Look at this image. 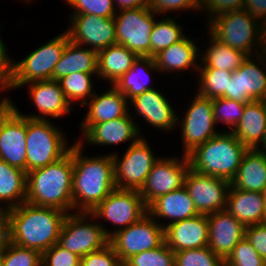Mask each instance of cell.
Returning a JSON list of instances; mask_svg holds the SVG:
<instances>
[{
  "label": "cell",
  "mask_w": 266,
  "mask_h": 266,
  "mask_svg": "<svg viewBox=\"0 0 266 266\" xmlns=\"http://www.w3.org/2000/svg\"><path fill=\"white\" fill-rule=\"evenodd\" d=\"M8 241L41 254L58 243L67 212L23 202L5 211Z\"/></svg>",
  "instance_id": "obj_1"
},
{
  "label": "cell",
  "mask_w": 266,
  "mask_h": 266,
  "mask_svg": "<svg viewBox=\"0 0 266 266\" xmlns=\"http://www.w3.org/2000/svg\"><path fill=\"white\" fill-rule=\"evenodd\" d=\"M73 145V210L91 213L115 188L112 154L88 157L82 155L83 142Z\"/></svg>",
  "instance_id": "obj_2"
},
{
  "label": "cell",
  "mask_w": 266,
  "mask_h": 266,
  "mask_svg": "<svg viewBox=\"0 0 266 266\" xmlns=\"http://www.w3.org/2000/svg\"><path fill=\"white\" fill-rule=\"evenodd\" d=\"M73 144L60 160L27 173L26 202L70 213L72 195Z\"/></svg>",
  "instance_id": "obj_3"
},
{
  "label": "cell",
  "mask_w": 266,
  "mask_h": 266,
  "mask_svg": "<svg viewBox=\"0 0 266 266\" xmlns=\"http://www.w3.org/2000/svg\"><path fill=\"white\" fill-rule=\"evenodd\" d=\"M247 151L248 148L230 131L219 132L204 144L197 146L187 156L190 168L194 171L231 182L236 177Z\"/></svg>",
  "instance_id": "obj_4"
},
{
  "label": "cell",
  "mask_w": 266,
  "mask_h": 266,
  "mask_svg": "<svg viewBox=\"0 0 266 266\" xmlns=\"http://www.w3.org/2000/svg\"><path fill=\"white\" fill-rule=\"evenodd\" d=\"M209 19V32L231 48L252 57L253 48L261 46L262 23L245 10L228 11Z\"/></svg>",
  "instance_id": "obj_5"
},
{
  "label": "cell",
  "mask_w": 266,
  "mask_h": 266,
  "mask_svg": "<svg viewBox=\"0 0 266 266\" xmlns=\"http://www.w3.org/2000/svg\"><path fill=\"white\" fill-rule=\"evenodd\" d=\"M59 128L48 120L27 117L26 172L43 168L64 157L70 150Z\"/></svg>",
  "instance_id": "obj_6"
},
{
  "label": "cell",
  "mask_w": 266,
  "mask_h": 266,
  "mask_svg": "<svg viewBox=\"0 0 266 266\" xmlns=\"http://www.w3.org/2000/svg\"><path fill=\"white\" fill-rule=\"evenodd\" d=\"M91 213H68L64 219L58 244L80 258L109 244V230L97 223H89ZM87 221V222H85Z\"/></svg>",
  "instance_id": "obj_7"
},
{
  "label": "cell",
  "mask_w": 266,
  "mask_h": 266,
  "mask_svg": "<svg viewBox=\"0 0 266 266\" xmlns=\"http://www.w3.org/2000/svg\"><path fill=\"white\" fill-rule=\"evenodd\" d=\"M69 40L67 32L59 34L20 62L13 63L14 88L35 81L53 80V71Z\"/></svg>",
  "instance_id": "obj_8"
},
{
  "label": "cell",
  "mask_w": 266,
  "mask_h": 266,
  "mask_svg": "<svg viewBox=\"0 0 266 266\" xmlns=\"http://www.w3.org/2000/svg\"><path fill=\"white\" fill-rule=\"evenodd\" d=\"M155 14L150 7L119 10L114 16L117 43L138 57H151L150 34L156 21Z\"/></svg>",
  "instance_id": "obj_9"
},
{
  "label": "cell",
  "mask_w": 266,
  "mask_h": 266,
  "mask_svg": "<svg viewBox=\"0 0 266 266\" xmlns=\"http://www.w3.org/2000/svg\"><path fill=\"white\" fill-rule=\"evenodd\" d=\"M157 222L147 213L137 223L117 231L109 238V244L122 264L133 255L160 247L165 242L163 224Z\"/></svg>",
  "instance_id": "obj_10"
},
{
  "label": "cell",
  "mask_w": 266,
  "mask_h": 266,
  "mask_svg": "<svg viewBox=\"0 0 266 266\" xmlns=\"http://www.w3.org/2000/svg\"><path fill=\"white\" fill-rule=\"evenodd\" d=\"M27 117L12 103L0 105V160L26 172Z\"/></svg>",
  "instance_id": "obj_11"
},
{
  "label": "cell",
  "mask_w": 266,
  "mask_h": 266,
  "mask_svg": "<svg viewBox=\"0 0 266 266\" xmlns=\"http://www.w3.org/2000/svg\"><path fill=\"white\" fill-rule=\"evenodd\" d=\"M114 159L116 188L140 191L154 163L159 159L151 151L145 138H140L128 146L120 161L117 154Z\"/></svg>",
  "instance_id": "obj_12"
},
{
  "label": "cell",
  "mask_w": 266,
  "mask_h": 266,
  "mask_svg": "<svg viewBox=\"0 0 266 266\" xmlns=\"http://www.w3.org/2000/svg\"><path fill=\"white\" fill-rule=\"evenodd\" d=\"M148 213L139 191L115 188L92 212L91 217L102 218L122 226L109 232V238L119 230L137 223Z\"/></svg>",
  "instance_id": "obj_13"
},
{
  "label": "cell",
  "mask_w": 266,
  "mask_h": 266,
  "mask_svg": "<svg viewBox=\"0 0 266 266\" xmlns=\"http://www.w3.org/2000/svg\"><path fill=\"white\" fill-rule=\"evenodd\" d=\"M190 163L187 155L181 161L174 158H160L154 163L146 181L139 191L148 207L159 196L184 186Z\"/></svg>",
  "instance_id": "obj_14"
},
{
  "label": "cell",
  "mask_w": 266,
  "mask_h": 266,
  "mask_svg": "<svg viewBox=\"0 0 266 266\" xmlns=\"http://www.w3.org/2000/svg\"><path fill=\"white\" fill-rule=\"evenodd\" d=\"M231 182L189 169L184 187L192 198L199 214L209 215L226 208Z\"/></svg>",
  "instance_id": "obj_15"
},
{
  "label": "cell",
  "mask_w": 266,
  "mask_h": 266,
  "mask_svg": "<svg viewBox=\"0 0 266 266\" xmlns=\"http://www.w3.org/2000/svg\"><path fill=\"white\" fill-rule=\"evenodd\" d=\"M194 100L184 115L181 123L184 155H188L197 146L218 135L215 131L212 99L204 98L195 94ZM182 121V122H181Z\"/></svg>",
  "instance_id": "obj_16"
},
{
  "label": "cell",
  "mask_w": 266,
  "mask_h": 266,
  "mask_svg": "<svg viewBox=\"0 0 266 266\" xmlns=\"http://www.w3.org/2000/svg\"><path fill=\"white\" fill-rule=\"evenodd\" d=\"M71 25L66 31L69 39L78 45H90L100 51L117 43L114 18L91 14L72 15Z\"/></svg>",
  "instance_id": "obj_17"
},
{
  "label": "cell",
  "mask_w": 266,
  "mask_h": 266,
  "mask_svg": "<svg viewBox=\"0 0 266 266\" xmlns=\"http://www.w3.org/2000/svg\"><path fill=\"white\" fill-rule=\"evenodd\" d=\"M254 61L248 56L243 64L232 72L224 98L242 103L266 101V69H261L256 60Z\"/></svg>",
  "instance_id": "obj_18"
},
{
  "label": "cell",
  "mask_w": 266,
  "mask_h": 266,
  "mask_svg": "<svg viewBox=\"0 0 266 266\" xmlns=\"http://www.w3.org/2000/svg\"><path fill=\"white\" fill-rule=\"evenodd\" d=\"M208 247L225 260L244 238L246 227L226 209L207 215Z\"/></svg>",
  "instance_id": "obj_19"
},
{
  "label": "cell",
  "mask_w": 266,
  "mask_h": 266,
  "mask_svg": "<svg viewBox=\"0 0 266 266\" xmlns=\"http://www.w3.org/2000/svg\"><path fill=\"white\" fill-rule=\"evenodd\" d=\"M208 237V218L203 214L174 222L164 228L165 244L174 252L207 247Z\"/></svg>",
  "instance_id": "obj_20"
},
{
  "label": "cell",
  "mask_w": 266,
  "mask_h": 266,
  "mask_svg": "<svg viewBox=\"0 0 266 266\" xmlns=\"http://www.w3.org/2000/svg\"><path fill=\"white\" fill-rule=\"evenodd\" d=\"M130 113L118 119L103 123H81L84 138L88 144L113 145L120 144L132 139V143L138 141L140 136L139 127L133 122ZM140 136V137H139Z\"/></svg>",
  "instance_id": "obj_21"
},
{
  "label": "cell",
  "mask_w": 266,
  "mask_h": 266,
  "mask_svg": "<svg viewBox=\"0 0 266 266\" xmlns=\"http://www.w3.org/2000/svg\"><path fill=\"white\" fill-rule=\"evenodd\" d=\"M28 84H30L28 94L32 98L31 101L42 116L35 114L28 116L20 113L21 115L29 119L46 120L45 116L58 118L66 113H70L71 105L67 102L57 80H42Z\"/></svg>",
  "instance_id": "obj_22"
},
{
  "label": "cell",
  "mask_w": 266,
  "mask_h": 266,
  "mask_svg": "<svg viewBox=\"0 0 266 266\" xmlns=\"http://www.w3.org/2000/svg\"><path fill=\"white\" fill-rule=\"evenodd\" d=\"M245 227L266 222V202L262 192L229 187L226 208Z\"/></svg>",
  "instance_id": "obj_23"
},
{
  "label": "cell",
  "mask_w": 266,
  "mask_h": 266,
  "mask_svg": "<svg viewBox=\"0 0 266 266\" xmlns=\"http://www.w3.org/2000/svg\"><path fill=\"white\" fill-rule=\"evenodd\" d=\"M130 103L135 106L137 114L143 116L149 124L160 128V130L170 131L178 123L177 119L179 117H176L172 105L155 88L144 91L131 99Z\"/></svg>",
  "instance_id": "obj_24"
},
{
  "label": "cell",
  "mask_w": 266,
  "mask_h": 266,
  "mask_svg": "<svg viewBox=\"0 0 266 266\" xmlns=\"http://www.w3.org/2000/svg\"><path fill=\"white\" fill-rule=\"evenodd\" d=\"M266 131V101L245 103L244 112L237 126L231 131L248 149L260 148Z\"/></svg>",
  "instance_id": "obj_25"
},
{
  "label": "cell",
  "mask_w": 266,
  "mask_h": 266,
  "mask_svg": "<svg viewBox=\"0 0 266 266\" xmlns=\"http://www.w3.org/2000/svg\"><path fill=\"white\" fill-rule=\"evenodd\" d=\"M148 213L156 218L171 219V222L163 225V228L174 222L182 221L197 216L194 202L185 187L164 194L155 199L148 206Z\"/></svg>",
  "instance_id": "obj_26"
},
{
  "label": "cell",
  "mask_w": 266,
  "mask_h": 266,
  "mask_svg": "<svg viewBox=\"0 0 266 266\" xmlns=\"http://www.w3.org/2000/svg\"><path fill=\"white\" fill-rule=\"evenodd\" d=\"M129 100L113 85L102 95L94 93L88 105V112L82 123H103L125 116L128 112Z\"/></svg>",
  "instance_id": "obj_27"
},
{
  "label": "cell",
  "mask_w": 266,
  "mask_h": 266,
  "mask_svg": "<svg viewBox=\"0 0 266 266\" xmlns=\"http://www.w3.org/2000/svg\"><path fill=\"white\" fill-rule=\"evenodd\" d=\"M199 51L200 49L194 41L185 36L182 40L157 53L154 56V61L160 72L171 73V71L177 72L191 67H195L194 69L198 71Z\"/></svg>",
  "instance_id": "obj_28"
},
{
  "label": "cell",
  "mask_w": 266,
  "mask_h": 266,
  "mask_svg": "<svg viewBox=\"0 0 266 266\" xmlns=\"http://www.w3.org/2000/svg\"><path fill=\"white\" fill-rule=\"evenodd\" d=\"M81 47L71 40L67 42L53 71V80L58 81L62 77L76 72L98 73V51Z\"/></svg>",
  "instance_id": "obj_29"
},
{
  "label": "cell",
  "mask_w": 266,
  "mask_h": 266,
  "mask_svg": "<svg viewBox=\"0 0 266 266\" xmlns=\"http://www.w3.org/2000/svg\"><path fill=\"white\" fill-rule=\"evenodd\" d=\"M231 185L240 190L263 193L266 189V155L257 149H248Z\"/></svg>",
  "instance_id": "obj_30"
},
{
  "label": "cell",
  "mask_w": 266,
  "mask_h": 266,
  "mask_svg": "<svg viewBox=\"0 0 266 266\" xmlns=\"http://www.w3.org/2000/svg\"><path fill=\"white\" fill-rule=\"evenodd\" d=\"M138 56L121 44H113L98 51L97 76L108 80L112 85L127 73Z\"/></svg>",
  "instance_id": "obj_31"
},
{
  "label": "cell",
  "mask_w": 266,
  "mask_h": 266,
  "mask_svg": "<svg viewBox=\"0 0 266 266\" xmlns=\"http://www.w3.org/2000/svg\"><path fill=\"white\" fill-rule=\"evenodd\" d=\"M26 194L27 172L0 160V204H8L7 207L0 205V210L6 211L26 202Z\"/></svg>",
  "instance_id": "obj_32"
},
{
  "label": "cell",
  "mask_w": 266,
  "mask_h": 266,
  "mask_svg": "<svg viewBox=\"0 0 266 266\" xmlns=\"http://www.w3.org/2000/svg\"><path fill=\"white\" fill-rule=\"evenodd\" d=\"M155 70L157 71L158 68L156 67L154 57H138L133 62L132 68L122 75L113 86L119 92L123 93L127 100H131L146 90L154 89L148 86L147 82H149L148 80L150 79V75L148 73ZM140 75L144 76L147 81L140 79L142 77H140Z\"/></svg>",
  "instance_id": "obj_33"
},
{
  "label": "cell",
  "mask_w": 266,
  "mask_h": 266,
  "mask_svg": "<svg viewBox=\"0 0 266 266\" xmlns=\"http://www.w3.org/2000/svg\"><path fill=\"white\" fill-rule=\"evenodd\" d=\"M209 35H211L210 47L206 49L204 55H201V62L204 63L198 69H219L233 72L247 59V54L224 44L211 33Z\"/></svg>",
  "instance_id": "obj_34"
},
{
  "label": "cell",
  "mask_w": 266,
  "mask_h": 266,
  "mask_svg": "<svg viewBox=\"0 0 266 266\" xmlns=\"http://www.w3.org/2000/svg\"><path fill=\"white\" fill-rule=\"evenodd\" d=\"M94 74L76 72L66 75L58 80L67 102L72 105V101L81 100V105L91 99L93 92V83L91 78ZM92 76V77H91Z\"/></svg>",
  "instance_id": "obj_35"
},
{
  "label": "cell",
  "mask_w": 266,
  "mask_h": 266,
  "mask_svg": "<svg viewBox=\"0 0 266 266\" xmlns=\"http://www.w3.org/2000/svg\"><path fill=\"white\" fill-rule=\"evenodd\" d=\"M181 30L182 27L172 18L166 17L163 20L155 21L150 34L151 57H154L173 43L182 40L185 35Z\"/></svg>",
  "instance_id": "obj_36"
},
{
  "label": "cell",
  "mask_w": 266,
  "mask_h": 266,
  "mask_svg": "<svg viewBox=\"0 0 266 266\" xmlns=\"http://www.w3.org/2000/svg\"><path fill=\"white\" fill-rule=\"evenodd\" d=\"M200 71V87L198 95L204 98H220L227 93L228 81L231 79L232 71L219 69H198Z\"/></svg>",
  "instance_id": "obj_37"
},
{
  "label": "cell",
  "mask_w": 266,
  "mask_h": 266,
  "mask_svg": "<svg viewBox=\"0 0 266 266\" xmlns=\"http://www.w3.org/2000/svg\"><path fill=\"white\" fill-rule=\"evenodd\" d=\"M124 266H175V252L165 242L152 250L133 255Z\"/></svg>",
  "instance_id": "obj_38"
},
{
  "label": "cell",
  "mask_w": 266,
  "mask_h": 266,
  "mask_svg": "<svg viewBox=\"0 0 266 266\" xmlns=\"http://www.w3.org/2000/svg\"><path fill=\"white\" fill-rule=\"evenodd\" d=\"M42 254L34 249L20 247L8 241L1 253V266H39Z\"/></svg>",
  "instance_id": "obj_39"
},
{
  "label": "cell",
  "mask_w": 266,
  "mask_h": 266,
  "mask_svg": "<svg viewBox=\"0 0 266 266\" xmlns=\"http://www.w3.org/2000/svg\"><path fill=\"white\" fill-rule=\"evenodd\" d=\"M175 266H224V260L207 246L175 252Z\"/></svg>",
  "instance_id": "obj_40"
},
{
  "label": "cell",
  "mask_w": 266,
  "mask_h": 266,
  "mask_svg": "<svg viewBox=\"0 0 266 266\" xmlns=\"http://www.w3.org/2000/svg\"><path fill=\"white\" fill-rule=\"evenodd\" d=\"M212 107L215 123L224 122L233 131L242 118L245 103L220 97L212 99Z\"/></svg>",
  "instance_id": "obj_41"
},
{
  "label": "cell",
  "mask_w": 266,
  "mask_h": 266,
  "mask_svg": "<svg viewBox=\"0 0 266 266\" xmlns=\"http://www.w3.org/2000/svg\"><path fill=\"white\" fill-rule=\"evenodd\" d=\"M224 266H266V261L244 237L224 260Z\"/></svg>",
  "instance_id": "obj_42"
},
{
  "label": "cell",
  "mask_w": 266,
  "mask_h": 266,
  "mask_svg": "<svg viewBox=\"0 0 266 266\" xmlns=\"http://www.w3.org/2000/svg\"><path fill=\"white\" fill-rule=\"evenodd\" d=\"M66 2L75 9L73 15L91 14L114 18L117 11L114 0H66Z\"/></svg>",
  "instance_id": "obj_43"
},
{
  "label": "cell",
  "mask_w": 266,
  "mask_h": 266,
  "mask_svg": "<svg viewBox=\"0 0 266 266\" xmlns=\"http://www.w3.org/2000/svg\"><path fill=\"white\" fill-rule=\"evenodd\" d=\"M41 262L45 266H80V257L56 243L42 253Z\"/></svg>",
  "instance_id": "obj_44"
},
{
  "label": "cell",
  "mask_w": 266,
  "mask_h": 266,
  "mask_svg": "<svg viewBox=\"0 0 266 266\" xmlns=\"http://www.w3.org/2000/svg\"><path fill=\"white\" fill-rule=\"evenodd\" d=\"M117 253L110 244L80 258V266H122Z\"/></svg>",
  "instance_id": "obj_45"
},
{
  "label": "cell",
  "mask_w": 266,
  "mask_h": 266,
  "mask_svg": "<svg viewBox=\"0 0 266 266\" xmlns=\"http://www.w3.org/2000/svg\"><path fill=\"white\" fill-rule=\"evenodd\" d=\"M202 0H150L149 7L158 15L172 10L201 9Z\"/></svg>",
  "instance_id": "obj_46"
},
{
  "label": "cell",
  "mask_w": 266,
  "mask_h": 266,
  "mask_svg": "<svg viewBox=\"0 0 266 266\" xmlns=\"http://www.w3.org/2000/svg\"><path fill=\"white\" fill-rule=\"evenodd\" d=\"M244 237L266 261V222L247 226Z\"/></svg>",
  "instance_id": "obj_47"
},
{
  "label": "cell",
  "mask_w": 266,
  "mask_h": 266,
  "mask_svg": "<svg viewBox=\"0 0 266 266\" xmlns=\"http://www.w3.org/2000/svg\"><path fill=\"white\" fill-rule=\"evenodd\" d=\"M6 48L0 37V90L14 89L13 62L7 56Z\"/></svg>",
  "instance_id": "obj_48"
},
{
  "label": "cell",
  "mask_w": 266,
  "mask_h": 266,
  "mask_svg": "<svg viewBox=\"0 0 266 266\" xmlns=\"http://www.w3.org/2000/svg\"><path fill=\"white\" fill-rule=\"evenodd\" d=\"M245 0H202L201 9L210 13L211 17L228 11L242 10Z\"/></svg>",
  "instance_id": "obj_49"
},
{
  "label": "cell",
  "mask_w": 266,
  "mask_h": 266,
  "mask_svg": "<svg viewBox=\"0 0 266 266\" xmlns=\"http://www.w3.org/2000/svg\"><path fill=\"white\" fill-rule=\"evenodd\" d=\"M242 9L261 23L266 22V0H245Z\"/></svg>",
  "instance_id": "obj_50"
},
{
  "label": "cell",
  "mask_w": 266,
  "mask_h": 266,
  "mask_svg": "<svg viewBox=\"0 0 266 266\" xmlns=\"http://www.w3.org/2000/svg\"><path fill=\"white\" fill-rule=\"evenodd\" d=\"M8 242V221L5 211L0 210V253L5 249Z\"/></svg>",
  "instance_id": "obj_51"
},
{
  "label": "cell",
  "mask_w": 266,
  "mask_h": 266,
  "mask_svg": "<svg viewBox=\"0 0 266 266\" xmlns=\"http://www.w3.org/2000/svg\"><path fill=\"white\" fill-rule=\"evenodd\" d=\"M150 0H114V4L118 5V10L149 7Z\"/></svg>",
  "instance_id": "obj_52"
},
{
  "label": "cell",
  "mask_w": 266,
  "mask_h": 266,
  "mask_svg": "<svg viewBox=\"0 0 266 266\" xmlns=\"http://www.w3.org/2000/svg\"><path fill=\"white\" fill-rule=\"evenodd\" d=\"M260 49H261V54L258 53L259 55L256 56L255 59L258 58L259 61L261 60L259 63L265 68L266 67V62H265L266 61V22L262 23V37H261Z\"/></svg>",
  "instance_id": "obj_53"
},
{
  "label": "cell",
  "mask_w": 266,
  "mask_h": 266,
  "mask_svg": "<svg viewBox=\"0 0 266 266\" xmlns=\"http://www.w3.org/2000/svg\"><path fill=\"white\" fill-rule=\"evenodd\" d=\"M261 145L263 146L261 148H264V149L257 148V150L266 155V131H265L264 139H263L262 143L260 144V146Z\"/></svg>",
  "instance_id": "obj_54"
},
{
  "label": "cell",
  "mask_w": 266,
  "mask_h": 266,
  "mask_svg": "<svg viewBox=\"0 0 266 266\" xmlns=\"http://www.w3.org/2000/svg\"><path fill=\"white\" fill-rule=\"evenodd\" d=\"M13 102L7 97L0 101V105H11Z\"/></svg>",
  "instance_id": "obj_55"
},
{
  "label": "cell",
  "mask_w": 266,
  "mask_h": 266,
  "mask_svg": "<svg viewBox=\"0 0 266 266\" xmlns=\"http://www.w3.org/2000/svg\"><path fill=\"white\" fill-rule=\"evenodd\" d=\"M263 194H264L265 202H266V189L264 190Z\"/></svg>",
  "instance_id": "obj_56"
}]
</instances>
